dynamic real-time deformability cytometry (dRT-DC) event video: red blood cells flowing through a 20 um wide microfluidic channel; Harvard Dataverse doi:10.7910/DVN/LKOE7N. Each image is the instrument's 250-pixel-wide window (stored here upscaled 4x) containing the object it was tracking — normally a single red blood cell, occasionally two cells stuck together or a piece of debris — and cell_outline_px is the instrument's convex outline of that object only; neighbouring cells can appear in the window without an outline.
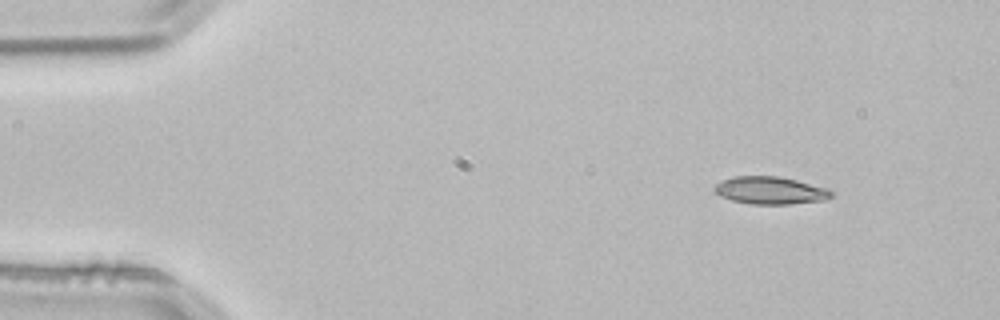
{"species": "common noctule bat (a hibernating species)", "species_latin": "Nyctalus noctula", "temperature_condition": "room temperature", "stored_images_in_passage": 3, "camera_frame_rate_fps": 3000, "um_per_image_px": 0.085, "animal": {"sex": "male", "body_mass_g": 21.5, "forearm_length_mm": 52.0}, "frame": {"image": 1, "passage_image": 1, "time_ms": 0.0, "image_size_px": [1000, 320], "cell_outline_px": [[836, 192], [832, 196], [824, 200], [792, 204], [748, 204], [732, 200], [720, 196], [712, 188], [720, 180], [732, 176], [780, 176], [828, 188]], "centroid_in_image_um": [65.47, 16.18], "position_along_channel_um": 19.5, "area_um2": 19.02}}
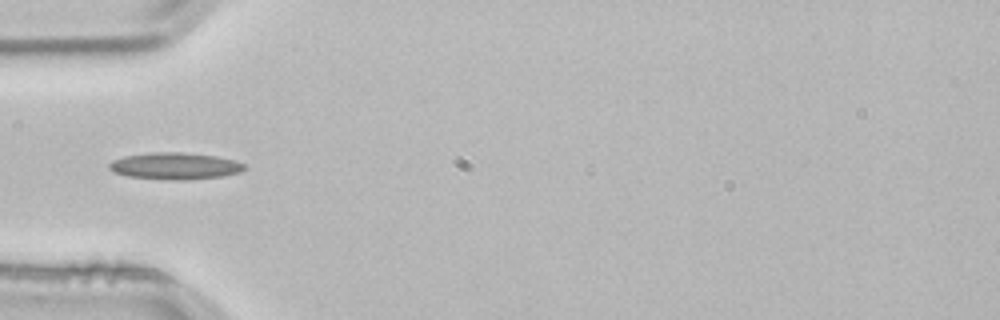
{"frame": {"image": 2, "passage_image": 3, "time_ms": 0.667, "image_size_px": [1000, 320], "cell_outline_px": [[248, 168], [240, 172], [224, 176], [184, 180], [168, 180], [128, 176], [116, 172], [108, 168], [108, 164], [112, 160], [124, 156], [152, 152], [184, 152], [216, 156], [232, 160], [244, 164]], "centroid_in_image_um": [14.88, 14.11], "position_along_channel_um": 70.1, "area_um2": 21.15}}